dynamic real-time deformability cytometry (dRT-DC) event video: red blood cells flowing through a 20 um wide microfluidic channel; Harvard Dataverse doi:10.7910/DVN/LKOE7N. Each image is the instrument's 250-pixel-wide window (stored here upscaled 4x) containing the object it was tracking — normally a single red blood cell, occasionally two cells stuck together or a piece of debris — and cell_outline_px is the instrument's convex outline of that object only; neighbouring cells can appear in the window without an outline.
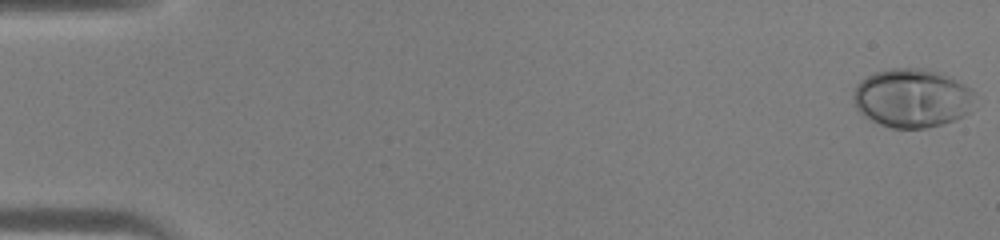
{"species": "human", "species_latin": "Homo sapiens", "temperature_condition": "warm", "stored_images_in_passage": 45, "camera_frame_rate_fps": 3000, "um_per_image_px": 0.085, "donor": {"sex": "male"}, "frame": {"image": 1, "passage_image": 1, "time_ms": 0.0, "image_size_px": [1000, 240], "cell_outline_px": [[972, 96], [968, 112], [956, 120], [924, 128], [892, 128], [880, 124], [864, 116], [856, 108], [852, 96], [856, 84], [860, 80], [876, 72], [892, 68], [924, 68], [940, 72], [952, 76], [972, 88]], "centroid_in_image_um": [77.5, 8.32], "position_along_channel_um": 7.5, "area_um2": 41.62}}
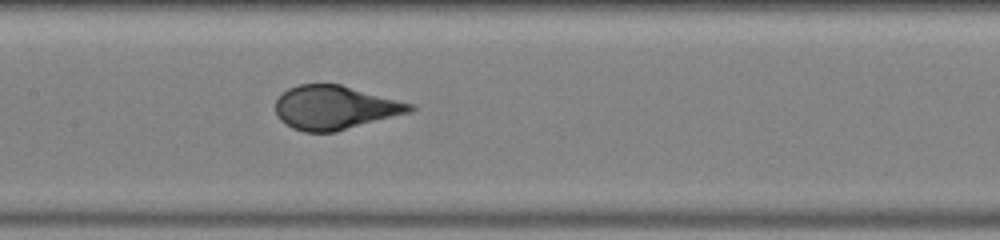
{"frame": {"image": 2, "passage_image": 23, "time_ms": 7.333, "image_size_px": [1000, 240], "cell_outline_px": [[416, 108], [412, 112], [336, 132], [304, 132], [292, 128], [280, 120], [276, 116], [276, 100], [288, 88], [300, 84], [340, 84], [416, 104]], "centroid_in_image_um": [28.51, 9.15], "position_along_channel_um": 178.9, "area_um2": 34.62}}
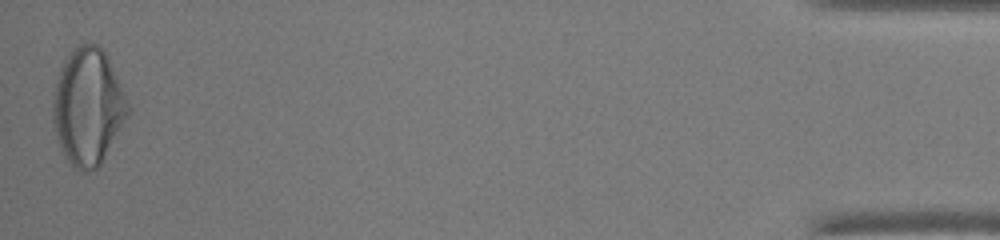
{"frame": {"image": 3, "passage_image": 45, "time_ms": 14.667, "image_size_px": [1000, 240], "cell_outline_px": [[132, 108], [128, 116], [100, 164], [96, 168], [84, 172], [76, 168], [64, 156], [60, 148], [52, 124], [52, 100], [56, 80], [60, 68], [64, 60], [72, 48], [80, 44], [96, 44], [104, 48], [108, 56]], "centroid_in_image_um": [7.47, 9.03], "position_along_channel_um": 427.7, "area_um2": 51.38}}